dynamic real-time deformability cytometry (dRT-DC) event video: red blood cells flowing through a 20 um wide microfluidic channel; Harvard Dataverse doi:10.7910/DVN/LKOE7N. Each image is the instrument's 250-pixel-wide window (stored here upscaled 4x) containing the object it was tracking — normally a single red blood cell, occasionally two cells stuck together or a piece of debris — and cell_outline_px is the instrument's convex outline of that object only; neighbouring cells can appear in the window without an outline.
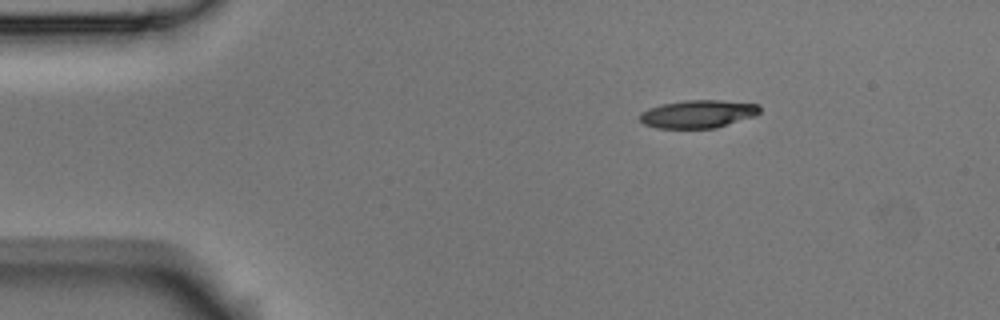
{"species": "Egyptian fruit bat (a non-hibernating species)", "species_latin": "Rousettus aegyptiacus", "temperature_condition": "room temperature", "stored_images_in_passage": 5, "camera_frame_rate_fps": 3000, "um_per_image_px": 0.085, "animal": {"sex": "male"}, "frame": {"image": 1, "passage_image": 5, "time_ms": 1.333, "image_size_px": [1000, 320], "cell_outline_px": [[760, 112], [756, 116], [716, 128], [656, 128], [644, 124], [640, 120], [640, 112], [648, 108], [660, 104], [684, 100], [720, 100], [760, 104]], "centroid_in_image_um": [59.34, 9.68], "position_along_channel_um": 25.7, "area_um2": 19.77}}